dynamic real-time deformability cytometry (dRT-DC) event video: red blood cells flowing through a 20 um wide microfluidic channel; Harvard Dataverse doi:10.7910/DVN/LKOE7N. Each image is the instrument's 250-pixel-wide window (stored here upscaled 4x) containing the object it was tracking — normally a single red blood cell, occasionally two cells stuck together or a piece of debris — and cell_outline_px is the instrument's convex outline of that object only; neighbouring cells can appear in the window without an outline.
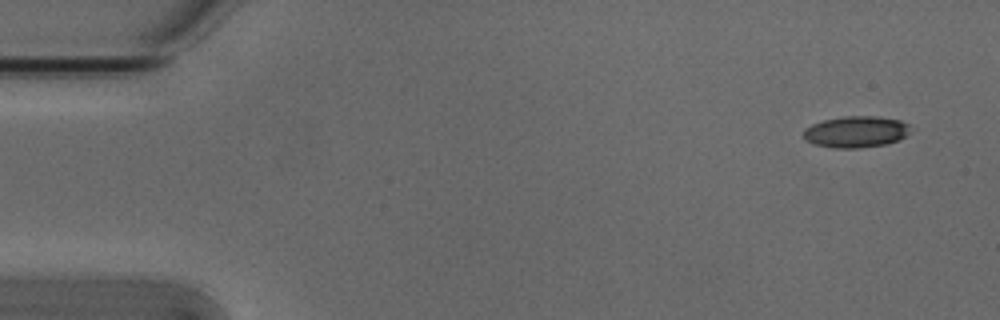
{"species": "Egyptian fruit bat (a non-hibernating species)", "species_latin": "Rousettus aegyptiacus", "temperature_condition": "cold", "stored_images_in_passage": 4, "camera_frame_rate_fps": 3000, "um_per_image_px": 0.085, "animal": {"sex": "male"}, "frame": {"image": 1, "passage_image": 1, "time_ms": 0.0, "image_size_px": [1000, 320], "cell_outline_px": [[912, 128], [900, 140], [888, 144], [860, 148], [832, 148], [812, 144], [804, 140], [804, 128], [812, 124], [824, 120], [844, 116], [872, 116], [900, 120], [908, 124]], "centroid_in_image_um": [72.74, 11.22], "position_along_channel_um": 12.3, "area_um2": 19.77}}